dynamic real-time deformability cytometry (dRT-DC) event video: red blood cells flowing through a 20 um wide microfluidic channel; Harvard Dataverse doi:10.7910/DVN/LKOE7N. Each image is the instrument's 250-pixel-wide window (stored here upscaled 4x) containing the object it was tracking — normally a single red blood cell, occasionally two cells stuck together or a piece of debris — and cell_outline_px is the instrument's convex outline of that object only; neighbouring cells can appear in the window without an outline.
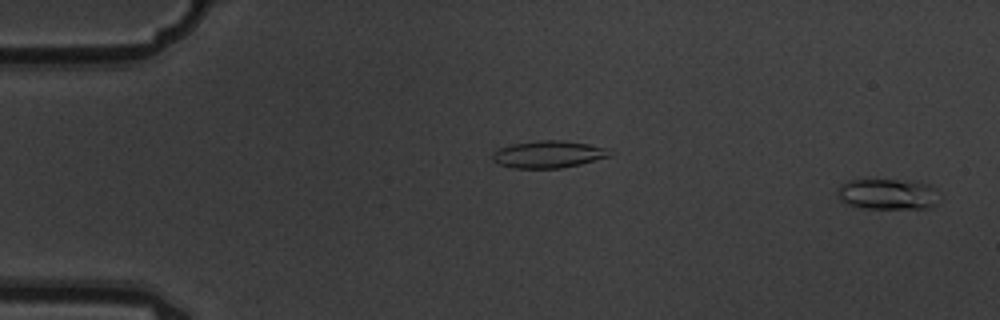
{"species": "common noctule bat (a hibernating species)", "species_latin": "Nyctalus noctula", "temperature_condition": "warm", "stored_images_in_passage": 2, "camera_frame_rate_fps": 3000, "um_per_image_px": 0.085, "animal": {"sex": "male", "body_mass_g": 19.5, "forearm_length_mm": 54.6}, "frame": {"image": 1, "passage_image": 2, "time_ms": 0.333, "image_size_px": [1000, 320], "cell_outline_px": [[936, 204], [932, 208], [864, 208], [848, 204], [840, 200], [836, 188], [840, 184], [848, 180], [916, 180], [928, 184], [936, 188]], "centroid_in_image_um": [75.45, 16.49], "position_along_channel_um": 9.6, "area_um2": 18.38}}